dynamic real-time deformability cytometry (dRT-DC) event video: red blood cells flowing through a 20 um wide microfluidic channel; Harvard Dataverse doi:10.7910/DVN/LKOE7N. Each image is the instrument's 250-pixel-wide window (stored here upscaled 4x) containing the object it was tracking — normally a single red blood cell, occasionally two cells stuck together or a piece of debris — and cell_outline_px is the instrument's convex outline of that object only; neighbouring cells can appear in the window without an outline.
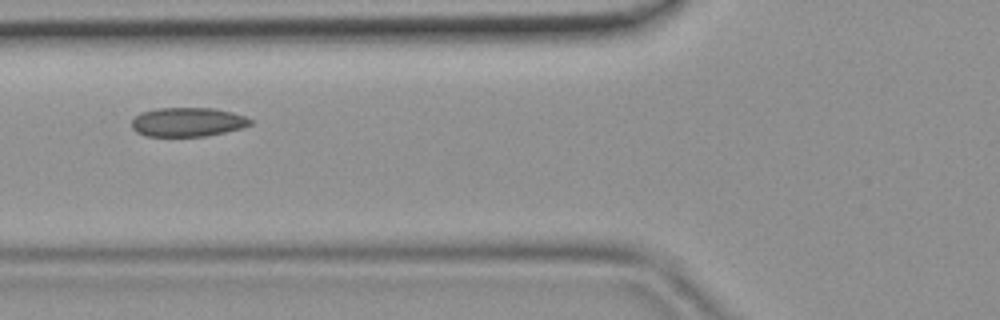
{"species": "common noctule bat (a hibernating species)", "species_latin": "Nyctalus noctula", "temperature_condition": "room temperature", "stored_images_in_passage": 35, "camera_frame_rate_fps": 3000, "um_per_image_px": 0.085, "animal": {"sex": "female", "body_mass_g": 19.9}, "frame": {"image": 1, "passage_image": 10, "time_ms": 3.0, "image_size_px": [1000, 320], "cell_outline_px": [[252, 124], [244, 128], [204, 136], [148, 136], [136, 132], [132, 128], [132, 120], [140, 112], [156, 108], [212, 108], [232, 112], [244, 116], [252, 120]], "centroid_in_image_um": [15.95, 10.37], "position_along_channel_um": 109.8, "area_um2": 20.11}}
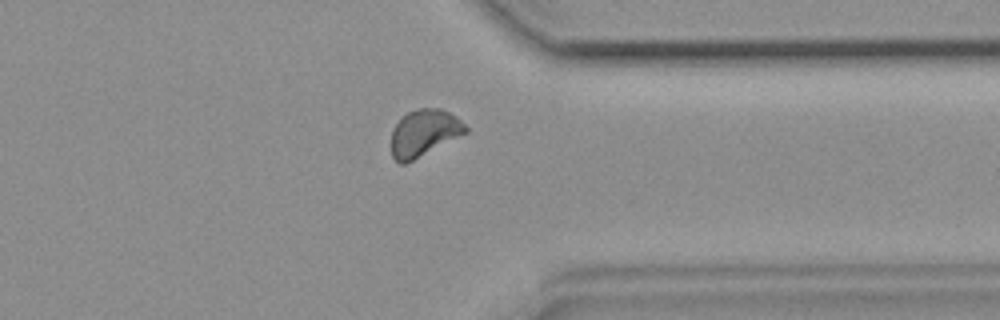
{"frame": {"image": 2, "passage_image": 28, "time_ms": 9.0, "image_size_px": [1000, 320], "cell_outline_px": [[468, 132], [404, 164], [400, 164], [392, 156], [392, 128], [408, 112], [420, 108], [440, 108], [456, 116], [468, 128]], "centroid_in_image_um": [36.05, 11.29], "position_along_channel_um": 375.4, "area_um2": 19.88}}
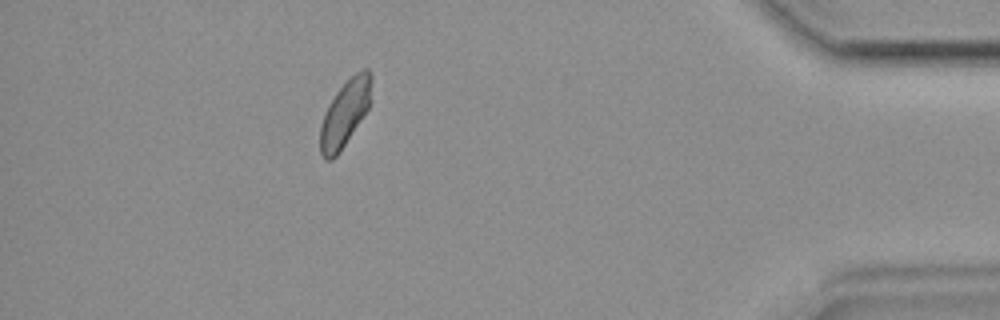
{"frame": {"image": 3, "passage_image": 33, "time_ms": 10.667, "image_size_px": [1000, 320], "cell_outline_px": [[372, 80], [368, 108], [340, 152], [332, 160], [324, 160], [320, 152], [320, 128], [324, 116], [336, 92], [356, 72], [364, 68], [368, 68], [372, 76]], "centroid_in_image_um": [29.32, 9.65], "position_along_channel_um": 405.9, "area_um2": 19.31}}